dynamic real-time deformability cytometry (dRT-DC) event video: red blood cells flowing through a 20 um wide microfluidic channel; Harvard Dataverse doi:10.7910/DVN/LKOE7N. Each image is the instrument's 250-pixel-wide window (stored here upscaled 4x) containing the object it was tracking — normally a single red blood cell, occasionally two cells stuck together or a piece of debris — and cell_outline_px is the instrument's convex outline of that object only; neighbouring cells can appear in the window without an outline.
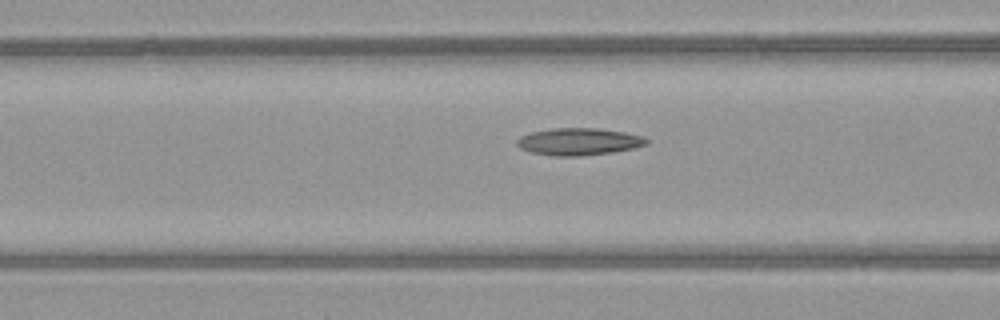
{"species": "common noctule bat (a hibernating species)", "species_latin": "Nyctalus noctula", "temperature_condition": "warm", "stored_images_in_passage": 41, "camera_frame_rate_fps": 3000, "um_per_image_px": 0.085, "animal": {"sex": "female", "body_mass_g": 21.9}, "frame": {"image": 1, "passage_image": 21, "time_ms": 6.667, "image_size_px": [1000, 320], "cell_outline_px": [[648, 144], [636, 148], [612, 152], [580, 156], [552, 156], [532, 152], [520, 148], [516, 144], [516, 140], [520, 136], [532, 132], [552, 128], [596, 128], [624, 132], [644, 136], [648, 140]], "centroid_in_image_um": [49.21, 12.04], "position_along_channel_um": 117.4, "area_um2": 20.58}}
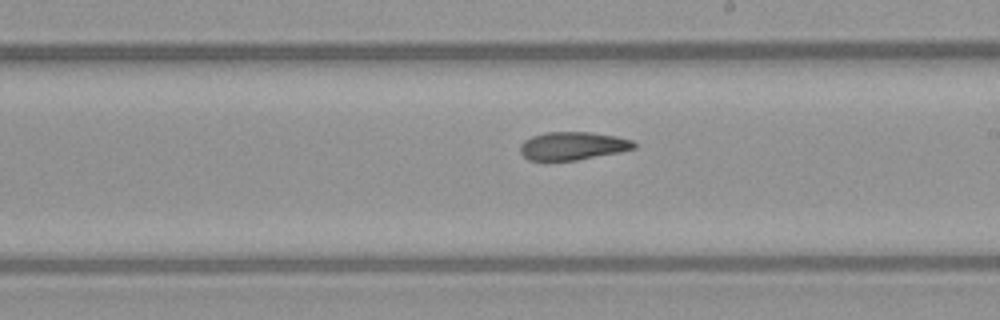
{"frame": {"image": 2, "passage_image": 30, "time_ms": 9.667, "image_size_px": [1000, 320], "cell_outline_px": [[636, 148], [620, 152], [576, 160], [528, 160], [520, 152], [520, 144], [524, 140], [532, 136], [544, 132], [588, 132], [616, 136], [632, 140], [636, 144]], "centroid_in_image_um": [48.67, 12.39], "position_along_channel_um": 240.3, "area_um2": 18.61}}
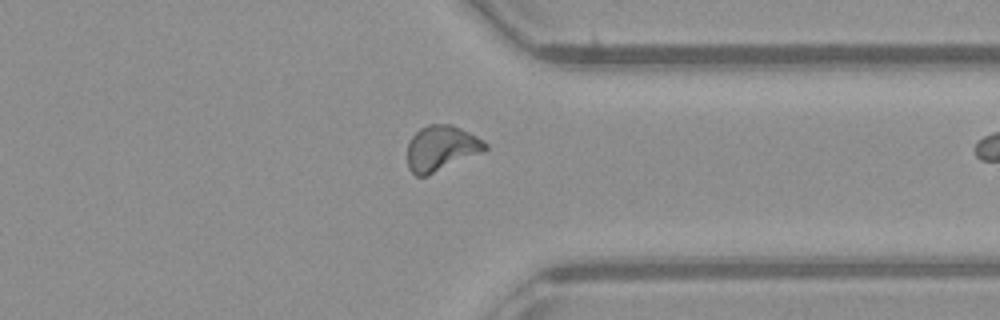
{"frame": {"image": 3, "passage_image": 40, "time_ms": 13.0, "image_size_px": [1000, 320], "cell_outline_px": [[488, 148], [484, 152], [428, 176], [416, 176], [408, 168], [408, 144], [412, 136], [420, 128], [428, 124], [452, 124], [484, 140], [488, 144]], "centroid_in_image_um": [37.53, 12.61], "position_along_channel_um": 373.9, "area_um2": 20.81}}